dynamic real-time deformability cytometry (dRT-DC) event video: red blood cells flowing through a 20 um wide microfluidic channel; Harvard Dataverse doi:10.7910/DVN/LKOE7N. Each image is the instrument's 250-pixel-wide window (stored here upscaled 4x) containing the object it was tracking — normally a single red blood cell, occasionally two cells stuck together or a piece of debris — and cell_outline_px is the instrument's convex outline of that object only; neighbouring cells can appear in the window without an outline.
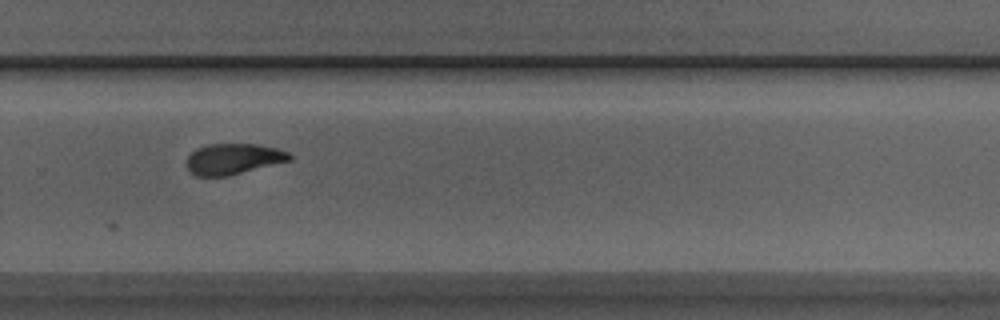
{"species": "Egyptian fruit bat (a non-hibernating species)", "species_latin": "Rousettus aegyptiacus", "temperature_condition": "room temperature", "stored_images_in_passage": 10, "camera_frame_rate_fps": 3000, "um_per_image_px": 0.085, "animal": {"sex": "male"}, "frame": {"image": 1, "passage_image": 10, "time_ms": 10.667, "image_size_px": [1000, 320], "cell_outline_px": [[292, 160], [228, 176], [196, 176], [184, 164], [188, 156], [196, 148], [208, 144], [256, 144], [276, 148], [288, 152], [292, 156]], "centroid_in_image_um": [19.82, 13.51], "position_along_channel_um": 310.0, "area_um2": 18.55}}